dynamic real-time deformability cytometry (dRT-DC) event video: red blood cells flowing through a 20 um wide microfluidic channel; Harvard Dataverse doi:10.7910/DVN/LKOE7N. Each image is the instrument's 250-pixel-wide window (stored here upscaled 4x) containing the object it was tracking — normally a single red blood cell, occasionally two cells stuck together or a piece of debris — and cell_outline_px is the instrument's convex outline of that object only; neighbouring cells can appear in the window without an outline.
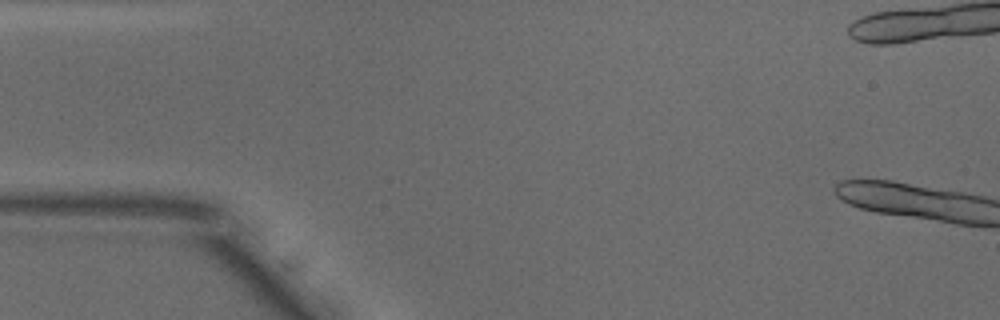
{"species": "common noctule bat (a hibernating species)", "species_latin": "Nyctalus noctula", "temperature_condition": "warm", "stored_images_in_passage": 1, "camera_frame_rate_fps": 3000, "um_per_image_px": 0.085, "animal": {"sex": "male", "body_mass_g": 18.8}, "frame": {"image": 1, "passage_image": 1, "time_ms": 0.0, "image_size_px": [1000, 320], "cell_outline_px": [[264, 272], [176, 236], [168, 228], [172, 228], [224, 232], [252, 252], [264, 264]], "centroid_in_image_um": [18.75, 20.88], "position_along_channel_um": 66.2, "area_um2": 10.58}}